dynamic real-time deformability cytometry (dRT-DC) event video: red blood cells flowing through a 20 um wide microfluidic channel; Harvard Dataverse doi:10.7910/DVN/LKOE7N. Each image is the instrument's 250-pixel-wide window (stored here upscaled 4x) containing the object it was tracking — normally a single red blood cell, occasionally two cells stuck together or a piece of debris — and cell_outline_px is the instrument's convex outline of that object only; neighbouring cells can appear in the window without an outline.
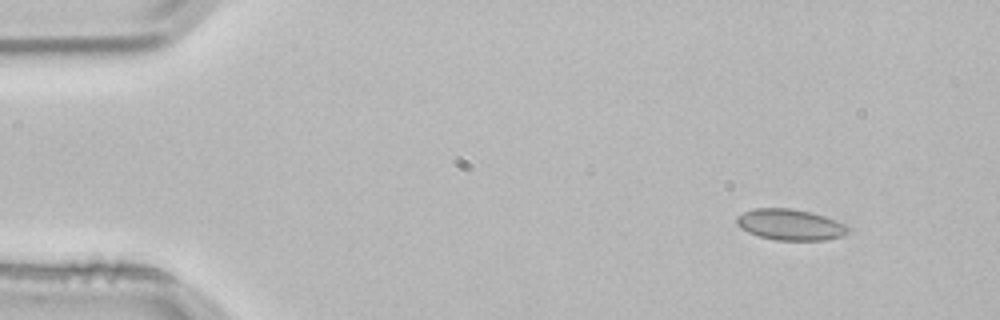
{"species": "common noctule bat (a hibernating species)", "species_latin": "Nyctalus noctula", "temperature_condition": "room temperature", "stored_images_in_passage": 3, "camera_frame_rate_fps": 3000, "um_per_image_px": 0.085, "animal": {"sex": "male", "body_mass_g": 21.5, "forearm_length_mm": 52.0}, "frame": {"image": 1, "passage_image": 1, "time_ms": 0.0, "image_size_px": [1000, 320], "cell_outline_px": [[852, 228], [848, 232], [840, 236], [824, 240], [776, 240], [760, 236], [748, 232], [740, 228], [736, 224], [736, 216], [744, 212], [756, 208], [792, 208], [812, 212], [848, 224]], "centroid_in_image_um": [67.19, 19.09], "position_along_channel_um": 17.8, "area_um2": 20.29}}
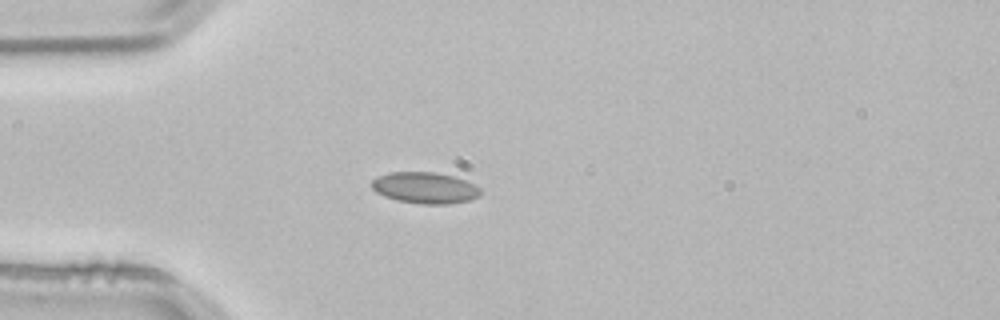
{"frame": {"image": 2, "passage_image": 3, "time_ms": 0.667, "image_size_px": [1000, 320], "cell_outline_px": [[484, 192], [480, 196], [468, 200], [448, 204], [420, 204], [396, 200], [384, 196], [376, 192], [372, 188], [372, 180], [388, 172], [436, 172], [452, 176], [464, 180], [480, 188]], "centroid_in_image_um": [36.13, 15.97], "position_along_channel_um": 48.9, "area_um2": 19.83}}